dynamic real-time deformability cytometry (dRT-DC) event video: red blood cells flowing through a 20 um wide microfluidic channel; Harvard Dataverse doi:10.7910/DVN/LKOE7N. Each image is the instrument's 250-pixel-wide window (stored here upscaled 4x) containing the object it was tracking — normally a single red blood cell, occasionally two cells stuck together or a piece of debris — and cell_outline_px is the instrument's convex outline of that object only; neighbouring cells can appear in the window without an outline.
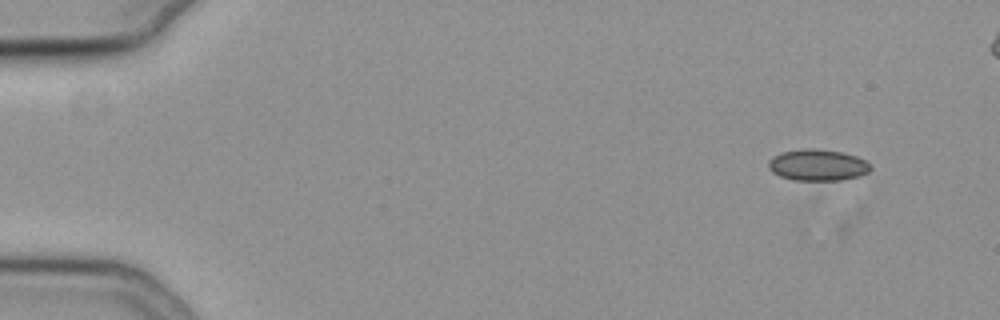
{"species": "common noctule bat (a hibernating species)", "species_latin": "Nyctalus noctula", "temperature_condition": "cold", "stored_images_in_passage": 6, "camera_frame_rate_fps": 3000, "um_per_image_px": 0.085, "animal": {"sex": "female", "body_mass_g": 19.3, "forearm_length_mm": 54.1}, "frame": {"image": 1, "passage_image": 4, "time_ms": 1.0, "image_size_px": [1000, 320], "cell_outline_px": [[872, 168], [868, 172], [856, 176], [840, 180], [792, 180], [780, 176], [772, 172], [768, 168], [768, 160], [772, 156], [780, 152], [804, 148], [812, 148], [844, 152], [856, 156], [872, 164]], "centroid_in_image_um": [69.47, 14.01], "position_along_channel_um": 15.5, "area_um2": 18.84}}